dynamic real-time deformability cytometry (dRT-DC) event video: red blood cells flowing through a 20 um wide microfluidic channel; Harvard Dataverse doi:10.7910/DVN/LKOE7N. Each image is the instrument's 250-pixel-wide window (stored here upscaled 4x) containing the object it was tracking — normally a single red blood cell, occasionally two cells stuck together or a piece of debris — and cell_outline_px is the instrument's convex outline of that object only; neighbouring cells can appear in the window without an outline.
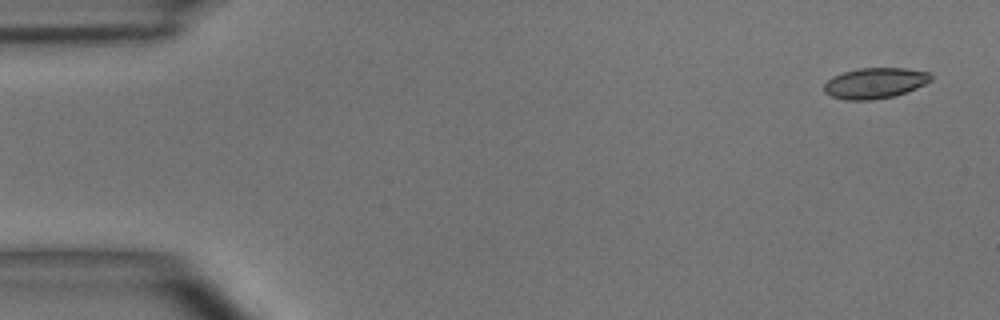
{"species": "common noctule bat (a hibernating species)", "species_latin": "Nyctalus noctula", "temperature_condition": "room temperature", "stored_images_in_passage": 5, "camera_frame_rate_fps": 3000, "um_per_image_px": 0.085, "animal": {"sex": "male", "body_mass_g": 15.6}, "frame": {"image": 1, "passage_image": 1, "time_ms": 0.0, "image_size_px": [1000, 320], "cell_outline_px": [[932, 80], [916, 88], [892, 96], [872, 100], [844, 100], [832, 96], [824, 92], [824, 84], [832, 76], [844, 72], [860, 68], [904, 68], [928, 72], [932, 76]], "centroid_in_image_um": [74.35, 7.06], "position_along_channel_um": 10.7, "area_um2": 18.96}}
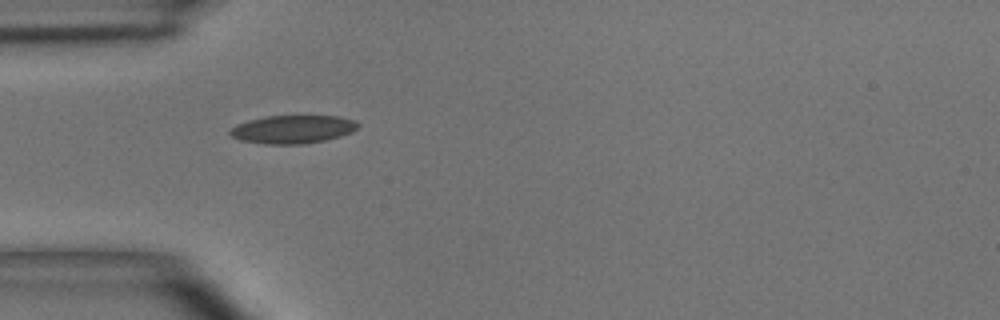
{"frame": {"image": 2, "passage_image": 4, "time_ms": 4.333, "image_size_px": [1000, 320], "cell_outline_px": [[360, 124], [352, 132], [340, 136], [324, 140], [304, 144], [264, 144], [240, 140], [232, 136], [228, 132], [236, 124], [248, 120], [264, 116], [336, 116], [356, 120]], "centroid_in_image_um": [24.87, 10.99], "position_along_channel_um": 60.1, "area_um2": 21.04}}
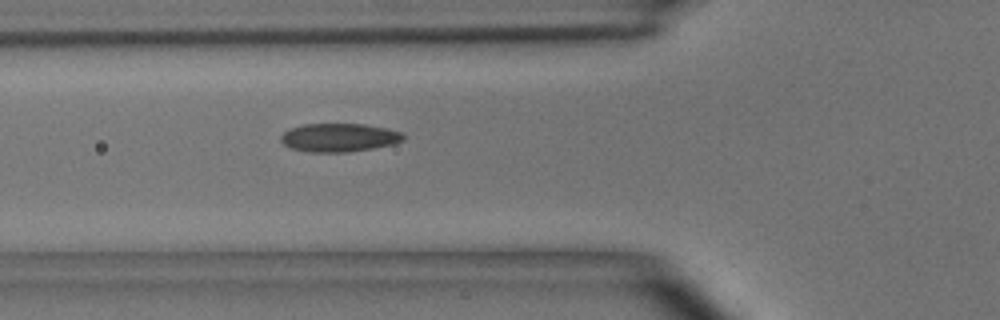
{"frame": {"image": 3, "passage_image": 5, "time_ms": 5.333, "image_size_px": [1000, 320], "cell_outline_px": [[404, 140], [392, 144], [372, 148], [348, 152], [308, 152], [292, 148], [284, 144], [280, 140], [280, 136], [284, 132], [292, 128], [304, 124], [364, 124], [388, 128], [404, 132]], "centroid_in_image_um": [28.85, 11.69], "position_along_channel_um": 97.0, "area_um2": 20.29}}